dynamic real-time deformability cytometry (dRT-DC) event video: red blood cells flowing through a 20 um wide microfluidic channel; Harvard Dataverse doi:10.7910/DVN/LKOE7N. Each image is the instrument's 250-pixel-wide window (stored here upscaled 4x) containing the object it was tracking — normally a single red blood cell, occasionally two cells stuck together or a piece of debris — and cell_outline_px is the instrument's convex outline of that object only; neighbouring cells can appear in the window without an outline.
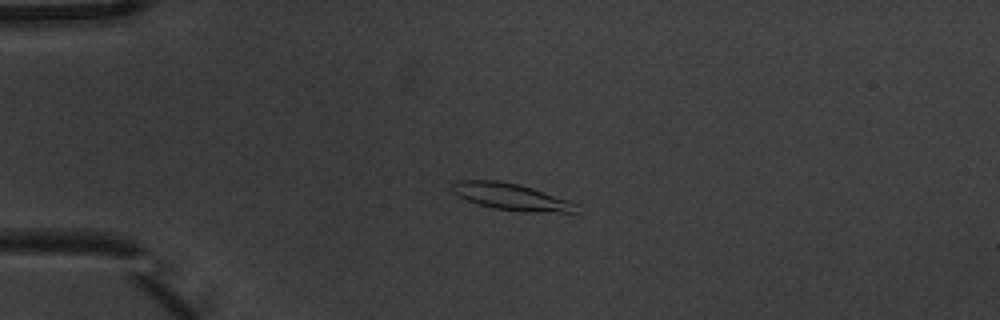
{"species": "common noctule bat (a hibernating species)", "species_latin": "Nyctalus noctula", "temperature_condition": "warm", "stored_images_in_passage": 1, "camera_frame_rate_fps": 3000, "um_per_image_px": 0.085, "animal": {"sex": "male", "body_mass_g": 20.1, "forearm_length_mm": 53.5}, "frame": {"image": 1, "passage_image": 1, "time_ms": 0.0, "image_size_px": [1000, 320], "cell_outline_px": [[576, 212], [520, 212], [492, 208], [468, 200], [452, 192], [452, 184], [456, 180], [496, 180], [520, 184], [568, 200], [576, 204]], "centroid_in_image_um": [43.42, 16.72], "position_along_channel_um": 41.6, "area_um2": 19.19}}